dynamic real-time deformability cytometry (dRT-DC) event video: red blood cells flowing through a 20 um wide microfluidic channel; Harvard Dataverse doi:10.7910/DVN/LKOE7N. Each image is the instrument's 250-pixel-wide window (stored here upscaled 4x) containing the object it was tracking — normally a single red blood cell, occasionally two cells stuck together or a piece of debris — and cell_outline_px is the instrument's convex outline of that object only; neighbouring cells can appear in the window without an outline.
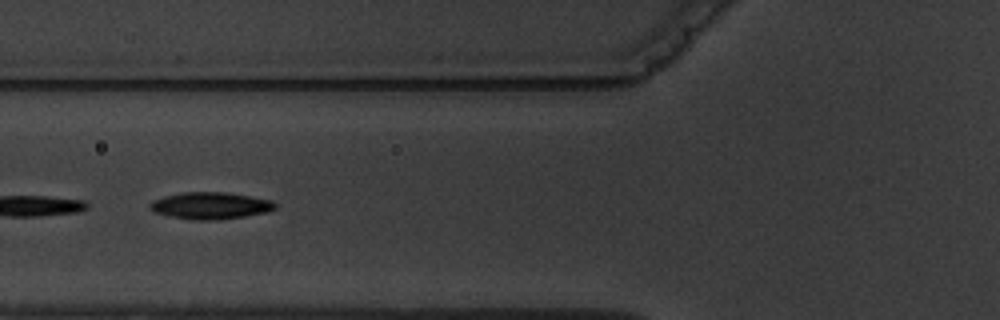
{"species": "common noctule bat (a hibernating species)", "species_latin": "Nyctalus noctula", "temperature_condition": "warm", "stored_images_in_passage": 14, "camera_frame_rate_fps": 3000, "um_per_image_px": 0.085, "animal": {"sex": "male", "body_mass_g": 19.5, "forearm_length_mm": 54.6}, "frame": {"image": 1, "passage_image": 5, "time_ms": 6.333, "image_size_px": [1000, 320], "cell_outline_px": [[276, 208], [268, 212], [244, 216], [216, 220], [192, 220], [172, 216], [156, 212], [148, 208], [148, 204], [152, 200], [164, 196], [184, 192], [228, 192], [272, 200], [276, 204]], "centroid_in_image_um": [17.89, 17.47], "position_along_channel_um": 107.9, "area_um2": 19.65}}
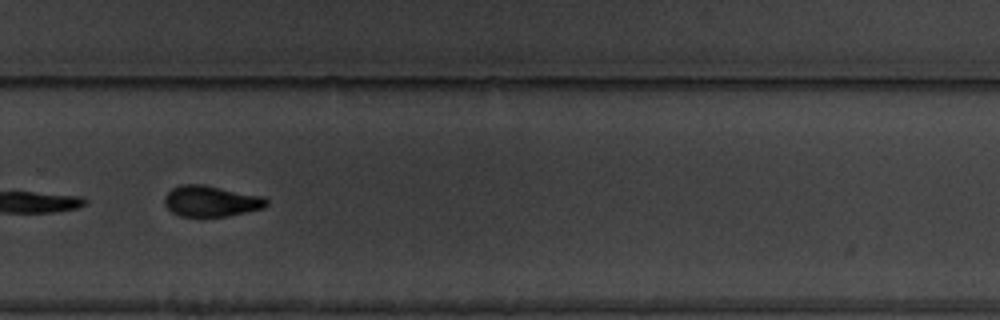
{"frame": {"image": 2, "passage_image": 10, "time_ms": 12.0, "image_size_px": [1000, 320], "cell_outline_px": [[268, 204], [264, 208], [228, 216], [180, 216], [172, 212], [164, 204], [164, 196], [172, 188], [180, 184], [204, 184], [264, 196], [268, 200]], "centroid_in_image_um": [17.95, 17.08], "position_along_channel_um": 311.9, "area_um2": 18.55}, "authors_computed_cell_mechanics": {"area_um2": 18.7272, "velocity_mm_per_s": 3.6045, "shape_relaxation_time_tau1_ms": 3.6853, "shape_relaxation_time_tau2_ms": 4.7703, "deformation_change_tau1": 0.2656, "deformation_change_tau2": 0.0919}}